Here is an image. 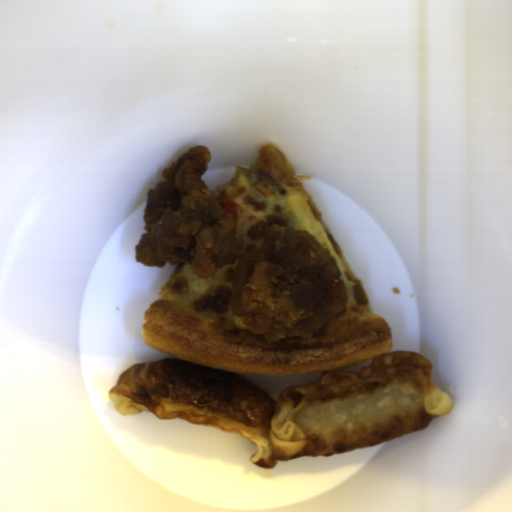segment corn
<instances>
[{"label": "corn", "mask_w": 512, "mask_h": 512, "mask_svg": "<svg viewBox=\"0 0 512 512\" xmlns=\"http://www.w3.org/2000/svg\"><path fill=\"white\" fill-rule=\"evenodd\" d=\"M234 324L236 327H239L244 330H249L248 325L246 322L242 319L241 316L234 315Z\"/></svg>", "instance_id": "51d56268"}]
</instances>
